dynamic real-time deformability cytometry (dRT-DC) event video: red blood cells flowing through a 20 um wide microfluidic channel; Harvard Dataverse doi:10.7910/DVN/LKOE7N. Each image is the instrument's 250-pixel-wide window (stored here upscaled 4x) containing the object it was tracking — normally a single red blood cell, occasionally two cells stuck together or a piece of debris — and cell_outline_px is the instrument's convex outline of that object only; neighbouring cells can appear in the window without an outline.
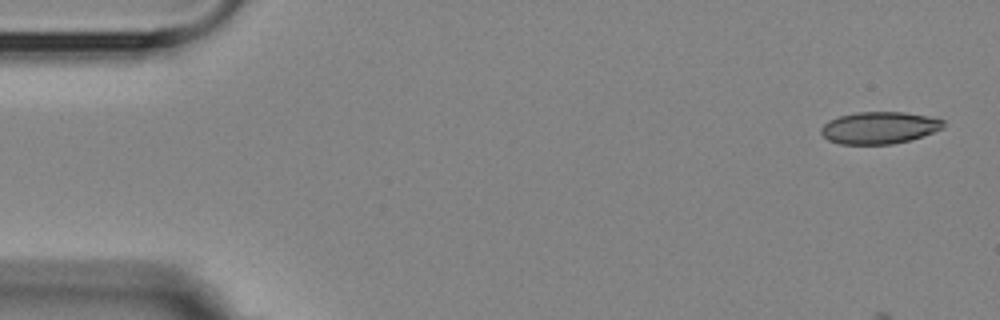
{"species": "Egyptian fruit bat (a non-hibernating species)", "species_latin": "Rousettus aegyptiacus", "temperature_condition": "room temperature", "stored_images_in_passage": 6, "camera_frame_rate_fps": 3000, "um_per_image_px": 0.085, "animal": {"sex": "female"}, "frame": {"image": 1, "passage_image": 1, "time_ms": 0.0, "image_size_px": [1000, 320], "cell_outline_px": [[944, 128], [908, 140], [892, 144], [840, 144], [828, 140], [820, 132], [820, 128], [828, 120], [840, 116], [856, 112], [904, 112], [928, 116], [944, 120]], "centroid_in_image_um": [74.71, 10.85], "position_along_channel_um": 10.3, "area_um2": 22.72}}
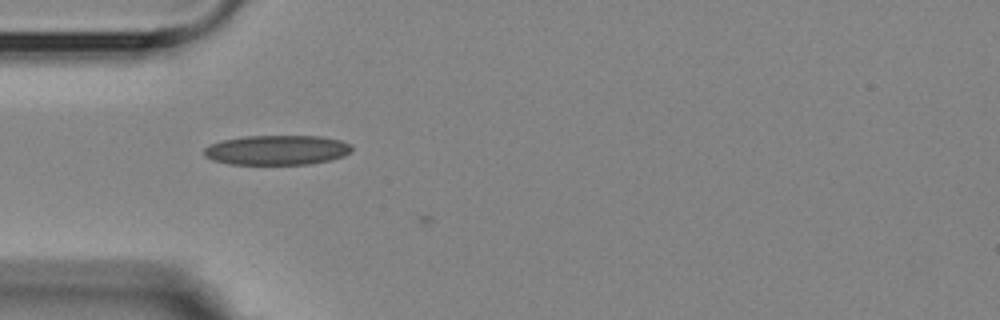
{"frame": {"image": 2, "passage_image": 5, "time_ms": 4.667, "image_size_px": [1000, 320], "cell_outline_px": [[352, 152], [344, 156], [312, 164], [228, 164], [212, 160], [204, 156], [204, 148], [208, 144], [220, 140], [244, 136], [320, 136], [340, 140], [352, 144]], "centroid_in_image_um": [23.52, 12.75], "position_along_channel_um": 61.5, "area_um2": 25.89}}